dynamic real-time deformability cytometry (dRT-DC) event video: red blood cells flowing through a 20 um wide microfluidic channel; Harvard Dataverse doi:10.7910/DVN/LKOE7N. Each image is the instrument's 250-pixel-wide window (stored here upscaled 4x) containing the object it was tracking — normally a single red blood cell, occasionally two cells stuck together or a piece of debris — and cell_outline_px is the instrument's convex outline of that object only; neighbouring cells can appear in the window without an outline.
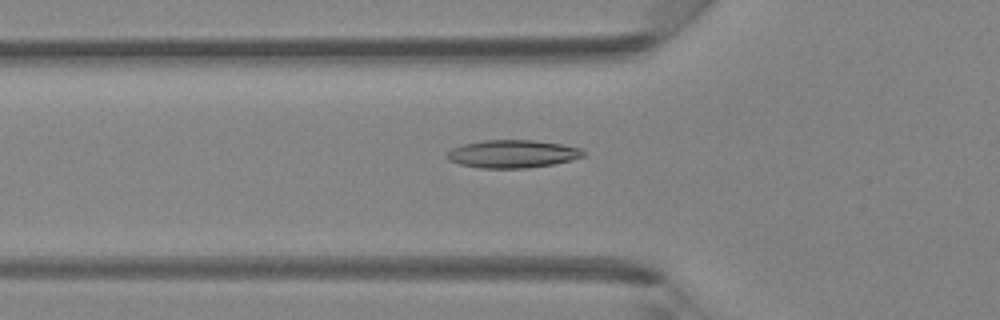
{"species": "Egyptian fruit bat (a non-hibernating species)", "species_latin": "Rousettus aegyptiacus", "temperature_condition": "room temperature", "stored_images_in_passage": 43, "camera_frame_rate_fps": 3000, "um_per_image_px": 0.085, "animal": {"sex": "female"}, "frame": {"image": 1, "passage_image": 15, "time_ms": 4.667, "image_size_px": [1000, 320], "cell_outline_px": [[584, 156], [572, 160], [552, 164], [524, 168], [480, 168], [460, 164], [448, 160], [444, 156], [452, 148], [464, 144], [484, 140], [532, 140], [560, 144], [580, 148], [584, 152]], "centroid_in_image_um": [43.53, 13.08], "position_along_channel_um": 82.3, "area_um2": 22.02}}
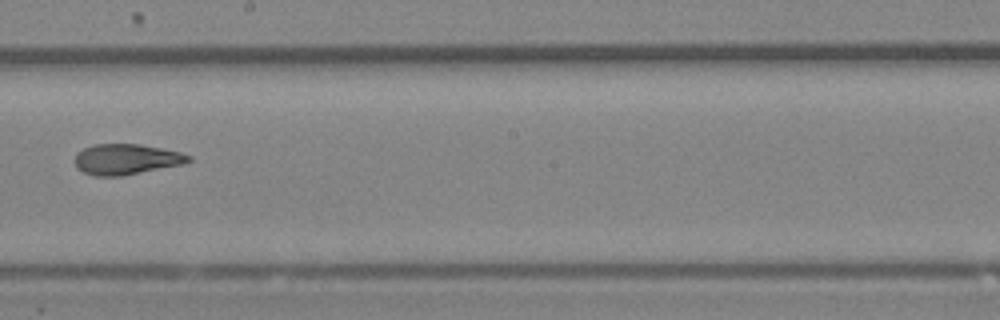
{"frame": {"image": 2, "passage_image": 25, "time_ms": 8.0, "image_size_px": [1000, 320], "cell_outline_px": [[192, 160], [184, 164], [120, 176], [96, 176], [84, 172], [76, 168], [72, 160], [76, 152], [84, 148], [96, 144], [140, 144], [180, 152], [192, 156]], "centroid_in_image_um": [10.7, 13.53], "position_along_channel_um": 237.5, "area_um2": 20.4}}
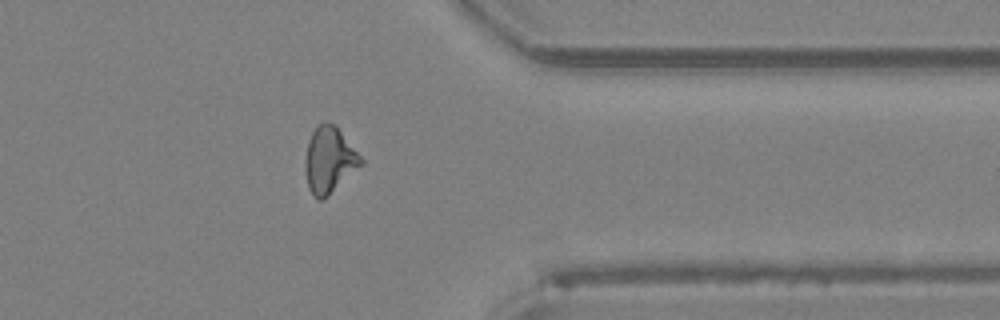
{"frame": {"image": 3, "passage_image": 35, "time_ms": 11.333, "image_size_px": [1000, 320], "cell_outline_px": [[364, 164], [328, 196], [320, 200], [312, 196], [308, 188], [304, 168], [304, 160], [308, 140], [312, 132], [324, 120], [336, 124], [364, 160]], "centroid_in_image_um": [27.99, 13.6], "position_along_channel_um": 383.4, "area_um2": 21.91}}